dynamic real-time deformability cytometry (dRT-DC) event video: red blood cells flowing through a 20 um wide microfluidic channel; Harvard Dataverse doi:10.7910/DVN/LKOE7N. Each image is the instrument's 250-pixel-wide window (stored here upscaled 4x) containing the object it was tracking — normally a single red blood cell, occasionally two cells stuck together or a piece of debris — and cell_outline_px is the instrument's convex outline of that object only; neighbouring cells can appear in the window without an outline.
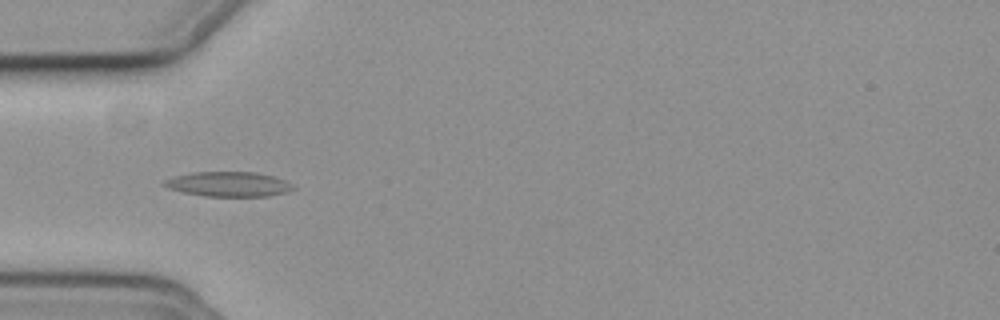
{"species": "common noctule bat (a hibernating species)", "species_latin": "Nyctalus noctula", "temperature_condition": "cold", "stored_images_in_passage": 57, "segment_of_instrument_passage": [1, 2], "camera_frame_rate_fps": 3000, "um_per_image_px": 0.085, "animal": {"sex": "female", "body_mass_g": 19.3, "forearm_length_mm": 54.1}, "frame": {"image": 1, "passage_image": 18, "time_ms": 5.667, "image_size_px": [1000, 320], "cell_outline_px": [[296, 188], [288, 192], [268, 196], [204, 196], [184, 192], [168, 188], [160, 184], [164, 180], [172, 176], [192, 172], [256, 172], [272, 176], [284, 180], [292, 184]], "centroid_in_image_um": [19.4, 15.65], "position_along_channel_um": 65.6, "area_um2": 18.73}}
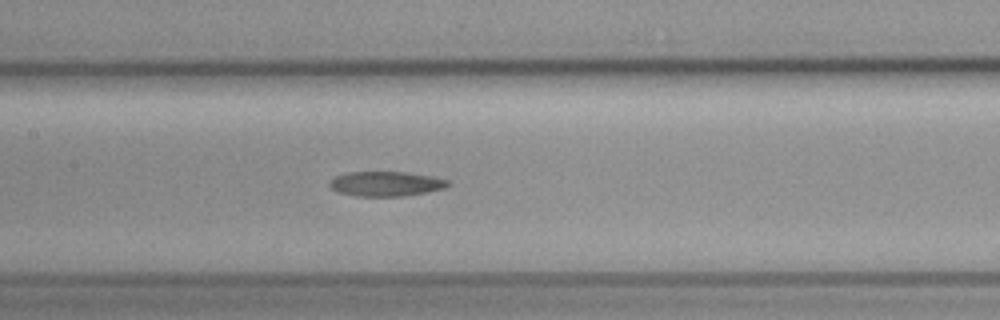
{"frame": {"image": 2, "passage_image": 27, "time_ms": 8.667, "image_size_px": [1000, 320], "cell_outline_px": [[452, 184], [444, 188], [404, 196], [356, 196], [340, 192], [332, 188], [328, 184], [336, 176], [348, 172], [408, 172], [432, 176], [448, 180]], "centroid_in_image_um": [32.83, 15.61], "position_along_channel_um": 174.6, "area_um2": 16.94}}
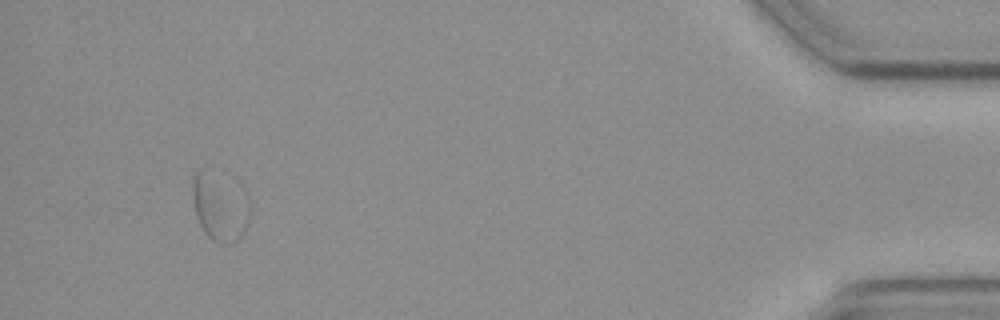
{"frame": {"image": 3, "passage_image": 53, "time_ms": 17.333, "image_size_px": [1000, 320], "cell_outline_px": [[252, 212], [244, 232], [232, 244], [216, 244], [204, 232], [196, 216], [192, 196], [192, 176], [200, 168], [248, 192], [252, 204]], "centroid_in_image_um": [18.73, 17.63], "position_along_channel_um": 416.5, "area_um2": 23.12}}